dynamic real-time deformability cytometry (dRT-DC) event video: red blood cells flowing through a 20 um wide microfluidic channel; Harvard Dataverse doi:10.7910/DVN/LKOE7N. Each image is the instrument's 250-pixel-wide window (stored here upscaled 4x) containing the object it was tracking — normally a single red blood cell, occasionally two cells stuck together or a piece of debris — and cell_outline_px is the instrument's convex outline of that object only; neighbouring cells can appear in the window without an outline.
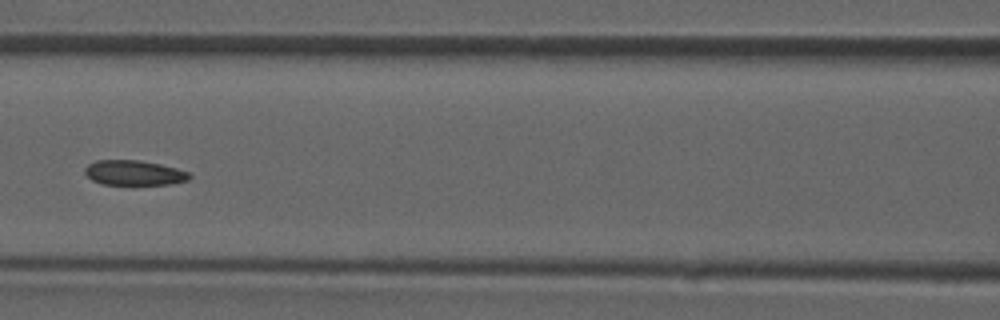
{"species": "common noctule bat (a hibernating species)", "species_latin": "Nyctalus noctula", "temperature_condition": "room temperature", "stored_images_in_passage": 45, "camera_frame_rate_fps": 3000, "um_per_image_px": 0.085, "animal": {"sex": "male", "forearm_length_mm": 52.5}, "frame": {"image": 1, "passage_image": 20, "time_ms": 6.333, "image_size_px": [1000, 320], "cell_outline_px": [[192, 176], [188, 180], [172, 184], [100, 184], [92, 180], [84, 172], [84, 168], [88, 164], [96, 160], [140, 160], [160, 164], [176, 168], [188, 172]], "centroid_in_image_um": [11.38, 14.68], "position_along_channel_um": 155.2, "area_um2": 15.2}}